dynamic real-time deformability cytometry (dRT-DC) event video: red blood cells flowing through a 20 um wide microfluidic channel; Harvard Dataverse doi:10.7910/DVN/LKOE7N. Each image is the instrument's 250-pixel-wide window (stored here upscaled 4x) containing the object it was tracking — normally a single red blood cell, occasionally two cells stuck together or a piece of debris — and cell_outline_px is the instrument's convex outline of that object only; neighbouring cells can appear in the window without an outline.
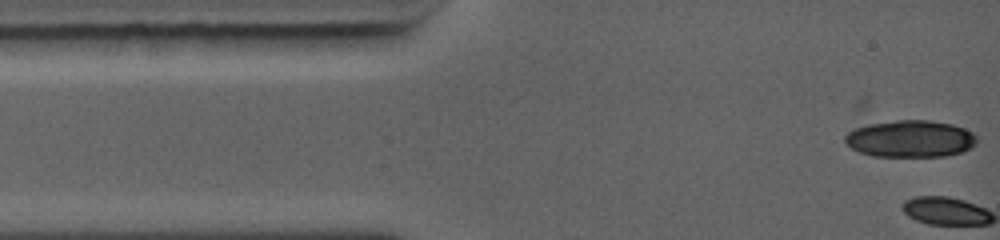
{"species": "common noctule bat (a hibernating species)", "species_latin": "Nyctalus noctula", "temperature_condition": "warm", "stored_images_in_passage": 5, "camera_frame_rate_fps": 5000, "um_per_image_px": 0.085, "animal": {"sex": "female", "body_mass_g": 19.0, "forearm_length_mm": 56.7}, "frame": {"image": 1, "passage_image": 1, "time_ms": 0.0, "image_size_px": [1000, 240], "cell_outline_px": [[976, 144], [964, 152], [944, 156], [872, 156], [860, 152], [852, 148], [844, 140], [844, 136], [848, 132], [856, 128], [868, 124], [896, 120], [928, 120], [952, 124], [964, 128], [972, 132], [976, 136]], "centroid_in_image_um": [77.4, 11.79], "position_along_channel_um": 7.6, "area_um2": 28.38}}